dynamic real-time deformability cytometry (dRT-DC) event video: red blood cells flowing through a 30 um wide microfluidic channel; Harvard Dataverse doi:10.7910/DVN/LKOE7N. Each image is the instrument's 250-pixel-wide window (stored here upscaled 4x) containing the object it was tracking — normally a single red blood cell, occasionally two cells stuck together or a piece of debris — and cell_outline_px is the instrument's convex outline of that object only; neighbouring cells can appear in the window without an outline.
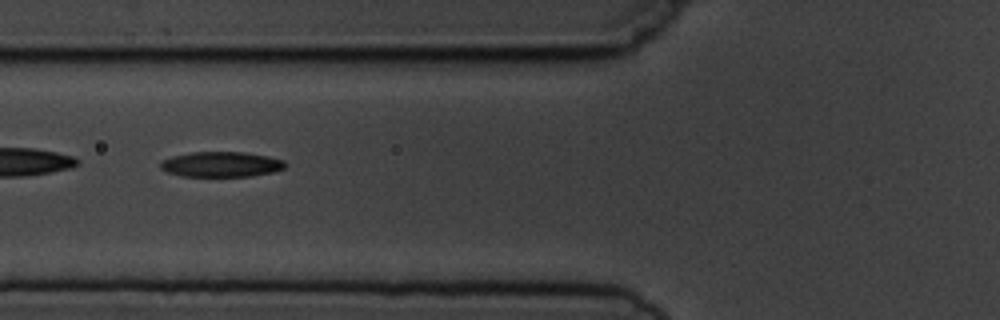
{"species": "common noctule bat (a hibernating species)", "species_latin": "Nyctalus noctula", "temperature_condition": "cold", "stored_images_in_passage": 10, "camera_frame_rate_fps": 3000, "um_per_image_px": 0.085, "animal": {"sex": "male", "body_mass_g": 19.5, "forearm_length_mm": 54.6}, "frame": {"image": 1, "passage_image": 7, "time_ms": 7.0, "image_size_px": [1000, 320], "cell_outline_px": [[288, 164], [284, 168], [272, 172], [252, 176], [180, 176], [168, 172], [160, 168], [160, 160], [172, 156], [192, 152], [244, 152], [268, 156], [284, 160]], "centroid_in_image_um": [18.8, 13.96], "position_along_channel_um": 107.0, "area_um2": 18.44}}
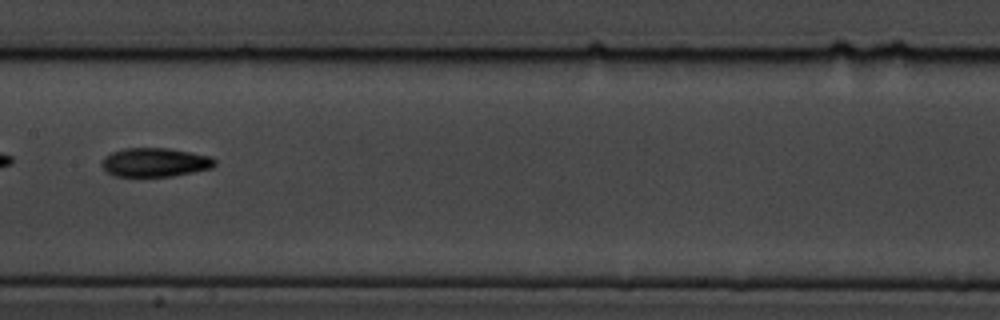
{"frame": {"image": 2, "passage_image": 9, "time_ms": 9.333, "image_size_px": [1000, 320], "cell_outline_px": [[216, 164], [212, 168], [172, 176], [116, 176], [108, 172], [100, 164], [104, 156], [112, 152], [124, 148], [168, 148], [192, 152], [212, 156], [216, 160]], "centroid_in_image_um": [13.2, 13.79], "position_along_channel_um": 194.2, "area_um2": 19.07}}
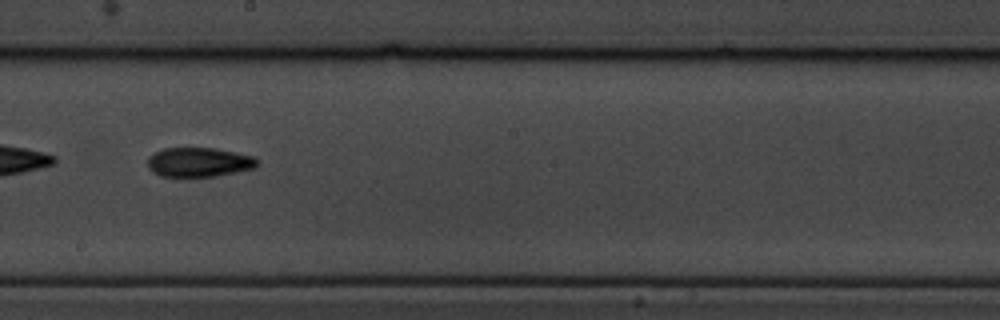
{"frame": {"image": 3, "passage_image": 10, "time_ms": 10.333, "image_size_px": [1000, 320], "cell_outline_px": [[260, 160], [256, 168], [216, 176], [160, 176], [152, 172], [148, 168], [148, 156], [164, 148], [216, 148], [236, 152], [252, 156]], "centroid_in_image_um": [16.93, 13.78], "position_along_channel_um": 231.3, "area_um2": 18.84}}